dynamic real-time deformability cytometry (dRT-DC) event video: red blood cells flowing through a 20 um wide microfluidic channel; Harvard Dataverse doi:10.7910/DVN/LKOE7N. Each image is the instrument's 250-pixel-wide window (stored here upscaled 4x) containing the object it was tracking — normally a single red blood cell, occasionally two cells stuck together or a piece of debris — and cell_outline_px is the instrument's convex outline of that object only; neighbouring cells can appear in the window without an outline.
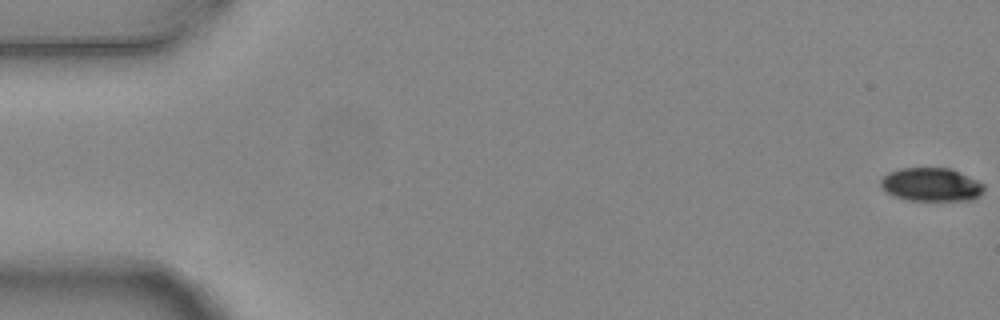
{"species": "common noctule bat (a hibernating species)", "species_latin": "Nyctalus noctula", "temperature_condition": "warm", "stored_images_in_passage": 5, "camera_frame_rate_fps": 3000, "um_per_image_px": 0.085, "animal": {"sex": "female", "body_mass_g": 24.6, "forearm_length_mm": 56.2}, "frame": {"image": 1, "passage_image": 1, "time_ms": 0.0, "image_size_px": [1000, 320], "cell_outline_px": [[984, 188], [980, 196], [972, 200], [908, 200], [892, 196], [880, 188], [880, 180], [888, 172], [900, 168], [952, 168], [984, 184]], "centroid_in_image_um": [79.12, 15.69], "position_along_channel_um": 5.9, "area_um2": 20.29}}
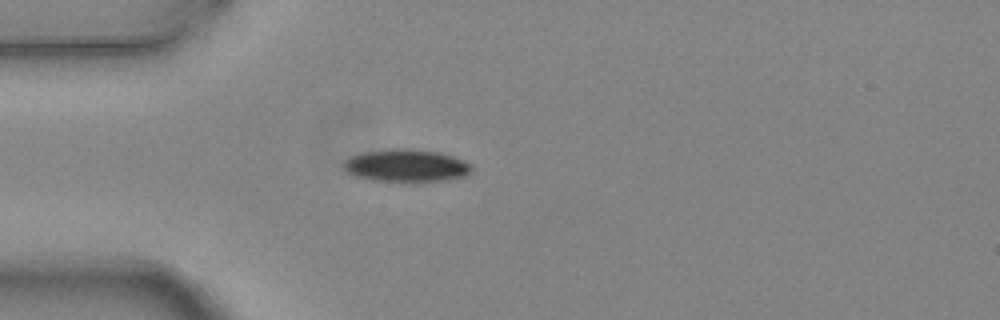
{"frame": {"image": 2, "passage_image": 4, "time_ms": 1.0, "image_size_px": [1000, 320], "cell_outline_px": [[472, 168], [464, 176], [440, 180], [376, 180], [356, 176], [348, 172], [344, 168], [344, 160], [348, 156], [364, 152], [392, 148], [408, 148], [440, 152], [452, 156], [472, 164]], "centroid_in_image_um": [34.5, 14.03], "position_along_channel_um": 50.5, "area_um2": 23.76}}